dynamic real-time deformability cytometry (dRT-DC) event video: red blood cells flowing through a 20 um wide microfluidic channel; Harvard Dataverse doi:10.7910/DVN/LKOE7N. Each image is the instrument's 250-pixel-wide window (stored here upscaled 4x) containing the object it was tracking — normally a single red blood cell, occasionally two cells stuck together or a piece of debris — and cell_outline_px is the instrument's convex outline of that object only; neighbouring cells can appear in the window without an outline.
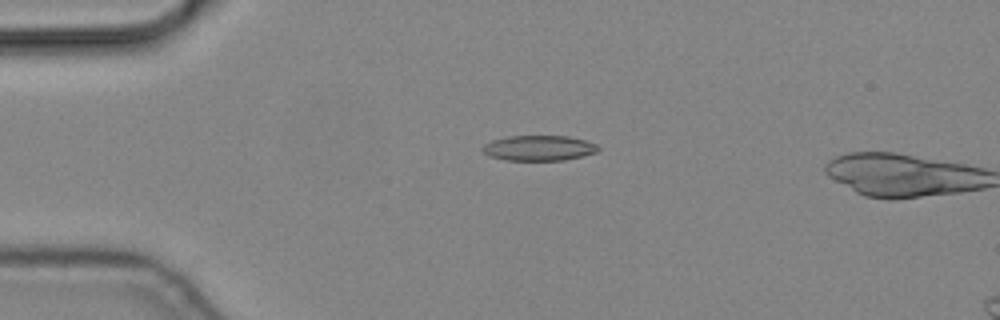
{"species": "common noctule bat (a hibernating species)", "species_latin": "Nyctalus noctula", "temperature_condition": "cold", "stored_images_in_passage": 5, "camera_frame_rate_fps": 3000, "um_per_image_px": 0.085, "animal": {"sex": "male", "body_mass_g": 19.2, "forearm_length_mm": 51.8}, "frame": {"image": 1, "passage_image": 4, "time_ms": 1.0, "image_size_px": [1000, 320], "cell_outline_px": [[600, 148], [596, 152], [564, 160], [504, 160], [488, 156], [480, 148], [484, 144], [492, 140], [508, 136], [568, 136], [584, 140], [596, 144]], "centroid_in_image_um": [45.76, 12.58], "position_along_channel_um": 39.2, "area_um2": 16.99}}